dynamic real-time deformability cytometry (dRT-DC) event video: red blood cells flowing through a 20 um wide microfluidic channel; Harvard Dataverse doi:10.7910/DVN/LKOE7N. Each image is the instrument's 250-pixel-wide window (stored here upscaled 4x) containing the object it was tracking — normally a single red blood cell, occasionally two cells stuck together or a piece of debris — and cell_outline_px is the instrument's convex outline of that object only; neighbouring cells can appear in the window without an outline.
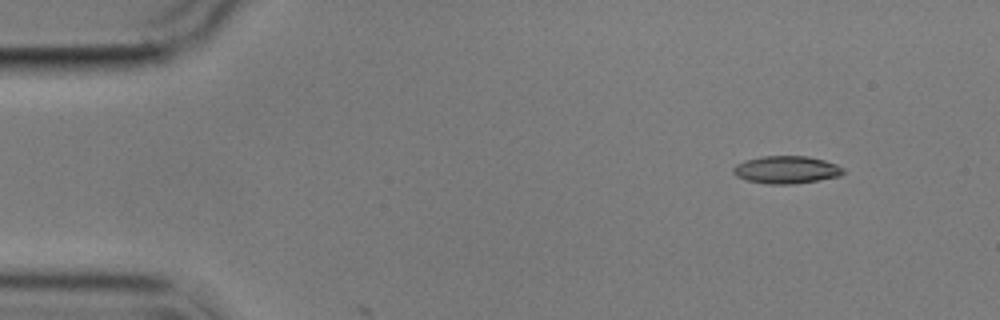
{"species": "common noctule bat (a hibernating species)", "species_latin": "Nyctalus noctula", "temperature_condition": "cold", "stored_images_in_passage": 2, "camera_frame_rate_fps": 3000, "um_per_image_px": 0.085, "animal": {"sex": "male", "body_mass_g": 17.9}, "frame": {"image": 1, "passage_image": 1, "time_ms": 0.0, "image_size_px": [1000, 320], "cell_outline_px": [[844, 172], [840, 176], [792, 184], [768, 184], [748, 180], [736, 176], [732, 172], [732, 168], [736, 164], [744, 160], [760, 156], [808, 156], [824, 160], [836, 164], [844, 168]], "centroid_in_image_um": [66.82, 14.42], "position_along_channel_um": 18.2, "area_um2": 17.69}}